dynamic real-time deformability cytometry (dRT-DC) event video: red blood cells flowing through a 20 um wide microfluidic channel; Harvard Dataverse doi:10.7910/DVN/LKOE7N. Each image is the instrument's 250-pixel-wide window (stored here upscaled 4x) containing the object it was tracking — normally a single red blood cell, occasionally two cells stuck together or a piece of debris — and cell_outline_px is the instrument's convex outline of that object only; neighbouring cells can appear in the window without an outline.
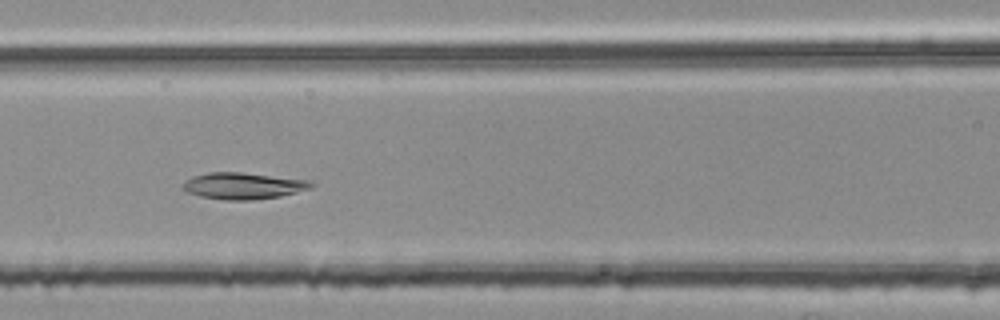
{"species": "common noctule bat (a hibernating species)", "species_latin": "Nyctalus noctula", "temperature_condition": "room temperature", "stored_images_in_passage": 41, "camera_frame_rate_fps": 3000, "um_per_image_px": 0.085, "animal": {"sex": "female", "body_mass_g": 25.1}, "frame": {"image": 1, "passage_image": 17, "time_ms": 5.333, "image_size_px": [1000, 320], "cell_outline_px": [[316, 184], [312, 188], [280, 196], [256, 200], [228, 200], [200, 196], [184, 192], [180, 188], [192, 176], [208, 172], [240, 172], [312, 180]], "centroid_in_image_um": [20.7, 15.79], "position_along_channel_um": 145.9, "area_um2": 20.06}}
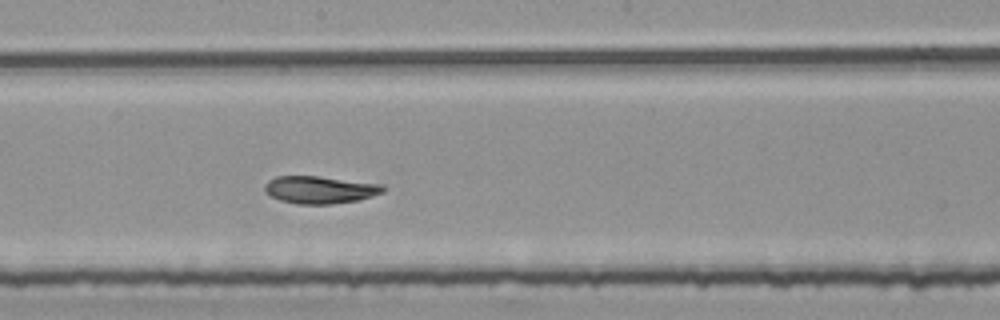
{"frame": {"image": 2, "passage_image": 23, "time_ms": 7.333, "image_size_px": [1000, 320], "cell_outline_px": [[384, 192], [372, 196], [356, 200], [332, 204], [296, 204], [280, 200], [264, 192], [264, 184], [268, 180], [276, 176], [316, 176], [380, 184], [384, 188]], "centroid_in_image_um": [27.13, 16.13], "position_along_channel_um": 221.1, "area_um2": 18.79}}
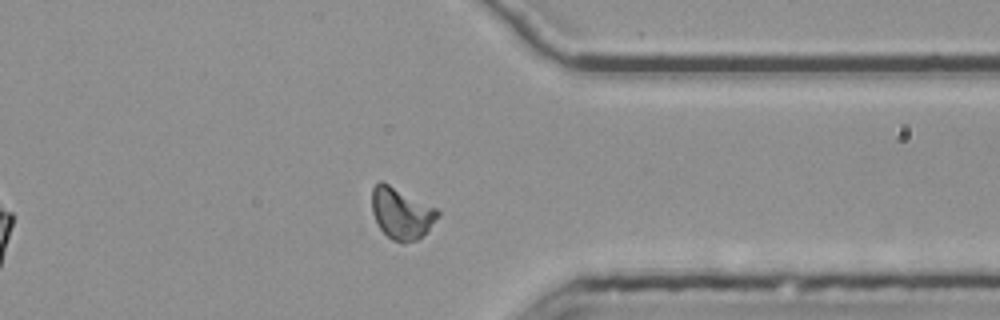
{"frame": {"image": 3, "passage_image": 36, "time_ms": 11.667, "image_size_px": [1000, 320], "cell_outline_px": [[440, 216], [428, 232], [416, 240], [404, 244], [392, 240], [380, 228], [372, 212], [372, 188], [380, 180], [436, 208], [440, 212]], "centroid_in_image_um": [34.14, 18.16], "position_along_channel_um": 377.3, "area_um2": 19.65}, "authors_computed_cell_mechanics": {"area_um2": 19.652, "velocity_mm_per_s": 3.7643, "shape_relaxation_time_tau1_ms": 4.7173, "shape_relaxation_time_tau2_ms": 3.0279, "deformation_change_tau1": 0.148, "deformation_change_tau2": 0.0709}}